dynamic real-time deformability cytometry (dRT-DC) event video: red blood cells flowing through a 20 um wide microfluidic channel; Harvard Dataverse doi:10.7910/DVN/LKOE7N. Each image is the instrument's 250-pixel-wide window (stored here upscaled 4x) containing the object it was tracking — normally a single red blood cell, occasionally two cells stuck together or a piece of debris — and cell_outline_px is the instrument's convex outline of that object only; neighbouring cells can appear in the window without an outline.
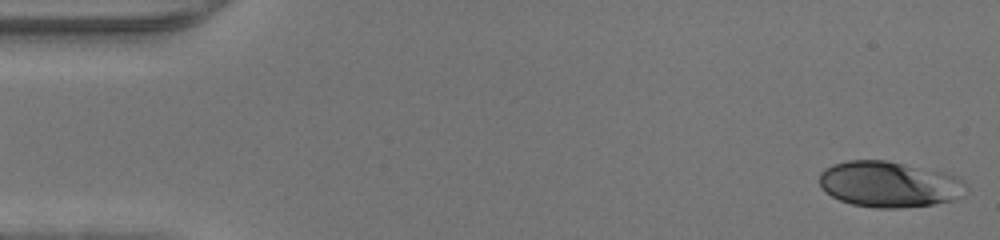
{"species": "human", "species_latin": "Homo sapiens", "temperature_condition": "warm", "stored_images_in_passage": 44, "camera_frame_rate_fps": 3000, "um_per_image_px": 0.085, "donor": {"sex": "male"}, "frame": {"image": 1, "passage_image": 1, "time_ms": 0.0, "image_size_px": [1000, 240], "cell_outline_px": [[968, 188], [960, 196], [952, 200], [932, 204], [900, 208], [876, 208], [852, 204], [840, 200], [832, 196], [820, 184], [820, 172], [824, 168], [832, 164], [848, 160], [884, 160], [944, 172], [956, 176], [964, 180], [968, 184]], "centroid_in_image_um": [75.59, 15.66], "position_along_channel_um": 9.4, "area_um2": 39.13}}
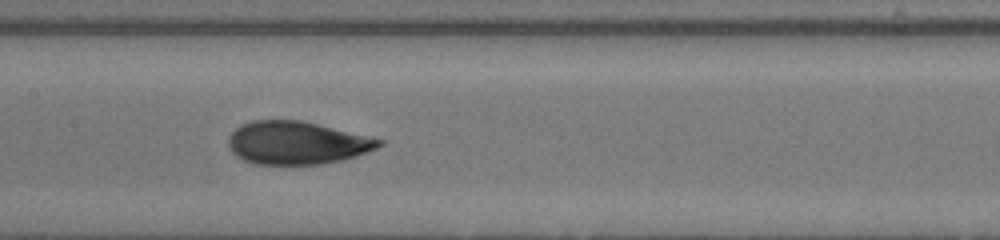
{"frame": {"image": 2, "passage_image": 22, "time_ms": 7.0, "image_size_px": [1000, 240], "cell_outline_px": [[384, 144], [376, 148], [356, 156], [344, 160], [320, 164], [252, 164], [236, 156], [232, 152], [228, 144], [228, 136], [240, 124], [252, 120], [300, 120], [384, 140]], "centroid_in_image_um": [25.2, 12.14], "position_along_channel_um": 182.2, "area_um2": 37.63}}
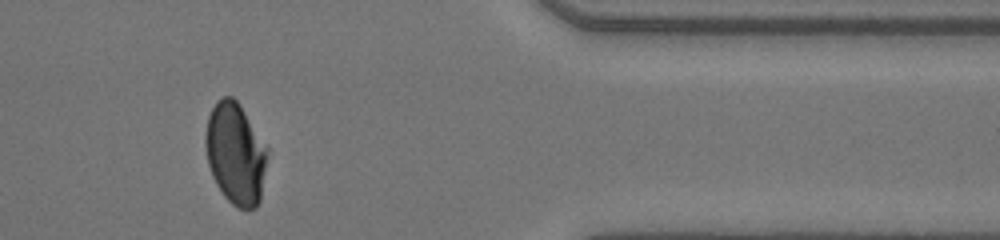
{"frame": {"image": 3, "passage_image": 38, "time_ms": 12.333, "image_size_px": [1000, 240], "cell_outline_px": [[268, 148], [260, 200], [256, 208], [240, 208], [232, 204], [224, 196], [216, 184], [212, 176], [208, 164], [204, 144], [204, 136], [208, 116], [216, 100], [224, 96], [232, 96], [240, 104]], "centroid_in_image_um": [19.99, 13.03], "position_along_channel_um": 391.4, "area_um2": 36.65}}